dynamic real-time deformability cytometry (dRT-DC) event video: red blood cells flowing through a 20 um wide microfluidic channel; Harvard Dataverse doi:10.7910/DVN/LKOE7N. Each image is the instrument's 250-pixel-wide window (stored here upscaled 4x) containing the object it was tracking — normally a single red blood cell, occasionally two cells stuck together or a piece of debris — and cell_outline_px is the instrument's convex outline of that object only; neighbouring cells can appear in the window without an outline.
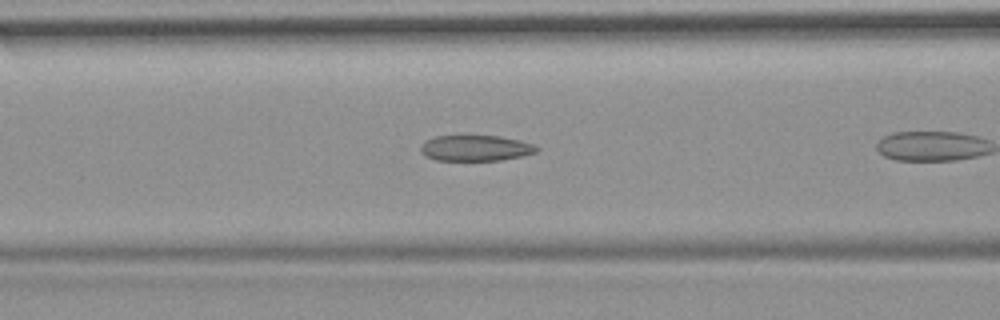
{"species": "common noctule bat (a hibernating species)", "species_latin": "Nyctalus noctula", "temperature_condition": "room temperature", "stored_images_in_passage": 12, "camera_frame_rate_fps": 3000, "um_per_image_px": 0.085, "animal": {"sex": "female", "body_mass_g": 19.9}, "frame": {"image": 1, "passage_image": 7, "time_ms": 2.0, "image_size_px": [1000, 320], "cell_outline_px": [[540, 148], [536, 152], [524, 156], [500, 160], [436, 160], [424, 156], [420, 152], [420, 144], [424, 140], [436, 136], [500, 136], [520, 140], [536, 144]], "centroid_in_image_um": [40.43, 12.58], "position_along_channel_um": 126.2, "area_um2": 17.69}}
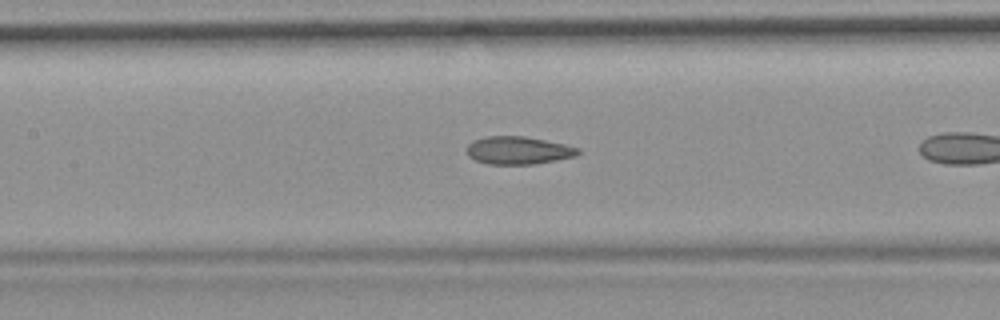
{"frame": {"image": 2, "passage_image": 10, "time_ms": 3.0, "image_size_px": [1000, 320], "cell_outline_px": [[580, 152], [576, 156], [536, 164], [488, 164], [476, 160], [468, 156], [468, 144], [484, 136], [524, 136], [564, 144], [580, 148]], "centroid_in_image_um": [44.07, 12.78], "position_along_channel_um": 163.3, "area_um2": 17.92}}